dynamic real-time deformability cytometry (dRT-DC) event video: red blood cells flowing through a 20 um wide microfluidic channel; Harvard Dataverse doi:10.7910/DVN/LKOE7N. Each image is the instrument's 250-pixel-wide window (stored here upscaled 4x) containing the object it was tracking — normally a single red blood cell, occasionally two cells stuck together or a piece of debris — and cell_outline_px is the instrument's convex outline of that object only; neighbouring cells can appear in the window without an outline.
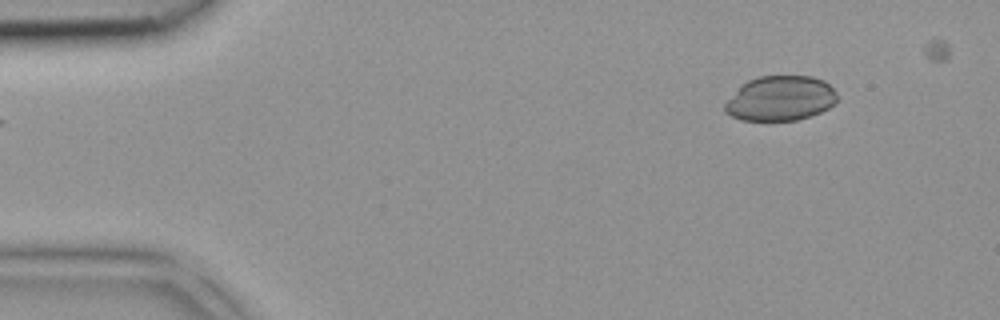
{"species": "common noctule bat (a hibernating species)", "species_latin": "Nyctalus noctula", "temperature_condition": "room temperature", "stored_images_in_passage": 2, "camera_frame_rate_fps": 3000, "um_per_image_px": 0.085, "animal": {"sex": "female", "body_mass_g": 18.4}, "frame": {"image": 1, "passage_image": 2, "time_ms": 0.333, "image_size_px": [1000, 320], "cell_outline_px": [[836, 104], [820, 112], [796, 120], [740, 120], [724, 112], [724, 104], [748, 80], [760, 76], [812, 76], [824, 80], [836, 92]], "centroid_in_image_um": [66.35, 8.36], "position_along_channel_um": 18.6, "area_um2": 29.07}}